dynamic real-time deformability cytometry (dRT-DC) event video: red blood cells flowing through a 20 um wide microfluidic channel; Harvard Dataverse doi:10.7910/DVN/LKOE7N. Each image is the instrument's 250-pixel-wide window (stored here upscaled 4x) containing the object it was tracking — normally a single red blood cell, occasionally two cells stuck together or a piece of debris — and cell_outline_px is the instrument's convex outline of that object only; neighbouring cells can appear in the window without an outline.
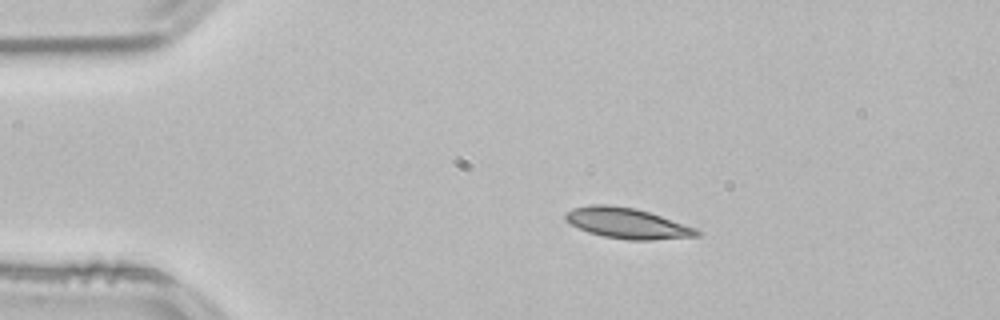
{"species": "common noctule bat (a hibernating species)", "species_latin": "Nyctalus noctula", "temperature_condition": "room temperature", "stored_images_in_passage": 44, "camera_frame_rate_fps": 3000, "um_per_image_px": 0.085, "animal": {"sex": "male", "body_mass_g": 21.5, "forearm_length_mm": 52.0}, "frame": {"image": 1, "passage_image": 1, "time_ms": 0.0, "image_size_px": [1000, 320], "cell_outline_px": [[700, 236], [652, 240], [628, 240], [604, 236], [588, 232], [564, 220], [564, 212], [572, 208], [592, 204], [608, 204], [636, 208], [696, 228], [700, 232]], "centroid_in_image_um": [53.27, 18.97], "position_along_channel_um": 31.7, "area_um2": 23.35}}
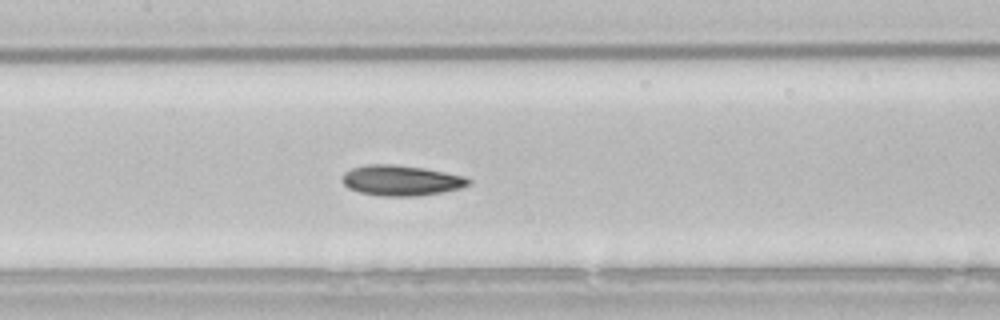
{"frame": {"image": 2, "passage_image": 16, "time_ms": 5.0, "image_size_px": [1000, 320], "cell_outline_px": [[472, 180], [468, 184], [460, 188], [440, 192], [416, 196], [380, 196], [360, 192], [348, 188], [340, 180], [344, 172], [352, 168], [368, 164], [392, 164], [424, 168], [464, 176]], "centroid_in_image_um": [34.05, 15.33], "position_along_channel_um": 173.4, "area_um2": 22.31}}
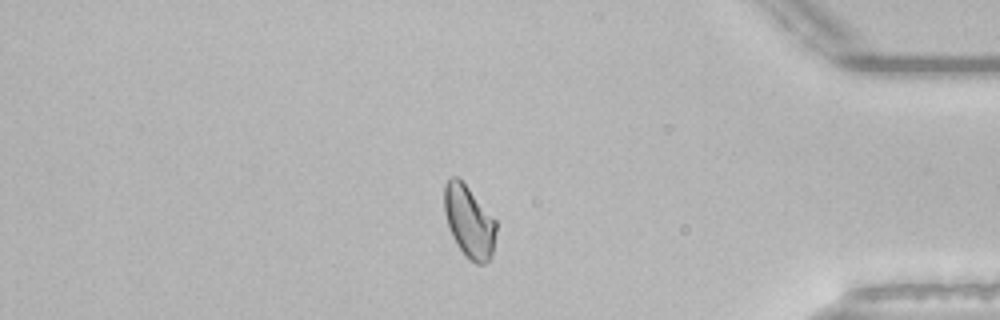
{"frame": {"image": 3, "passage_image": 36, "time_ms": 11.667, "image_size_px": [1000, 320], "cell_outline_px": [[496, 232], [492, 256], [484, 264], [476, 264], [468, 260], [464, 256], [452, 236], [448, 228], [444, 212], [444, 184], [452, 176], [456, 176], [468, 188], [496, 220]], "centroid_in_image_um": [39.86, 18.87], "position_along_channel_um": 395.3, "area_um2": 21.79}, "authors_computed_cell_mechanics": {"area_um2": 22.0218, "velocity_mm_per_s": 3.8138, "shape_relaxation_time_tau1_ms": 5.8497, "shape_relaxation_time_tau2_ms": 3.783, "deformation_change_tau1": 0.1353, "deformation_change_tau2": 0.0772}}